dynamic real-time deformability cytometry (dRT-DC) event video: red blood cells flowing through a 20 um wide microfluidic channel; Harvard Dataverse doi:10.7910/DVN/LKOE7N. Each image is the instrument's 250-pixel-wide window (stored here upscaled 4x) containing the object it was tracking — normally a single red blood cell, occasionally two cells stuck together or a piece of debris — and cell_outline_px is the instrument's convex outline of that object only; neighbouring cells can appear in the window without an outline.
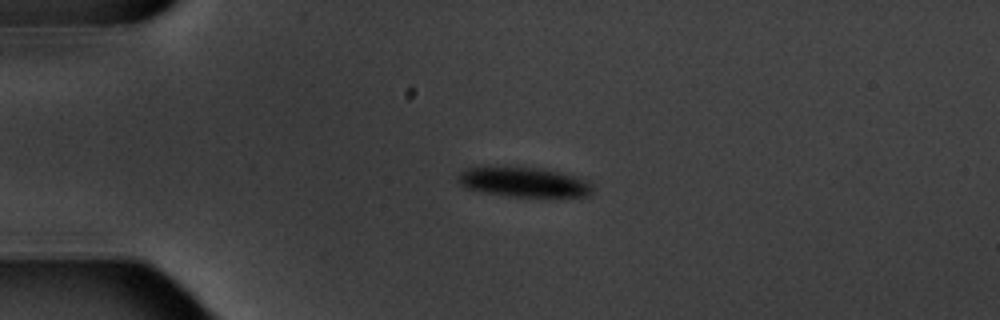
{"species": "common noctule bat (a hibernating species)", "species_latin": "Nyctalus noctula", "temperature_condition": "warm", "stored_images_in_passage": 4, "camera_frame_rate_fps": 3000, "um_per_image_px": 0.085, "animal": {"sex": "male", "body_mass_g": 20.1, "forearm_length_mm": 53.5}, "frame": {"image": 1, "passage_image": 3, "time_ms": 2.333, "image_size_px": [1000, 320], "cell_outline_px": [[592, 192], [588, 196], [508, 196], [484, 192], [468, 188], [460, 184], [460, 172], [468, 168], [532, 168], [560, 172], [576, 176], [588, 180], [592, 184]], "centroid_in_image_um": [44.6, 15.5], "position_along_channel_um": 40.4, "area_um2": 22.54}}